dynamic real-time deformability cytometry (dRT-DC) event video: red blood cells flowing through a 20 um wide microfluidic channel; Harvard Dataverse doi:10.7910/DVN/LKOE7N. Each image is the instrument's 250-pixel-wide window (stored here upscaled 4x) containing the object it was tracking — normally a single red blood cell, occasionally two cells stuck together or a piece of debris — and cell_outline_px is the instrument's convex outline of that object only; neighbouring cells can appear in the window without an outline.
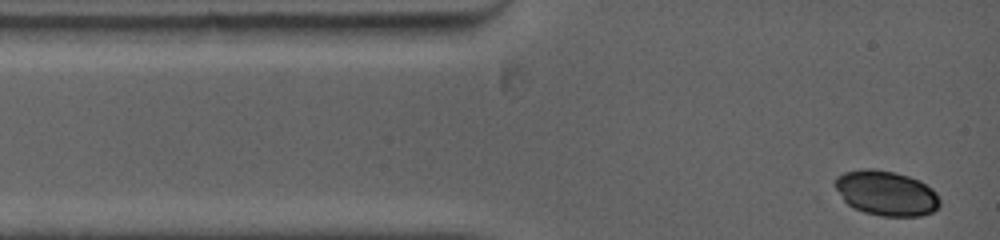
{"species": "common noctule bat (a hibernating species)", "species_latin": "Nyctalus noctula", "temperature_condition": "warm", "stored_images_in_passage": 40, "camera_frame_rate_fps": 5000, "um_per_image_px": 0.085, "animal": {"sex": "female", "body_mass_g": 19.0, "forearm_length_mm": 53.3}, "frame": {"image": 1, "passage_image": 1, "time_ms": 0.0, "image_size_px": [1000, 240], "cell_outline_px": [[940, 204], [932, 212], [920, 216], [880, 216], [864, 212], [852, 208], [832, 188], [832, 184], [836, 176], [844, 172], [864, 168], [872, 168], [892, 172], [908, 176], [920, 180], [932, 188], [936, 192], [940, 200]], "centroid_in_image_um": [75.27, 16.41], "position_along_channel_um": 9.7, "area_um2": 27.8}}
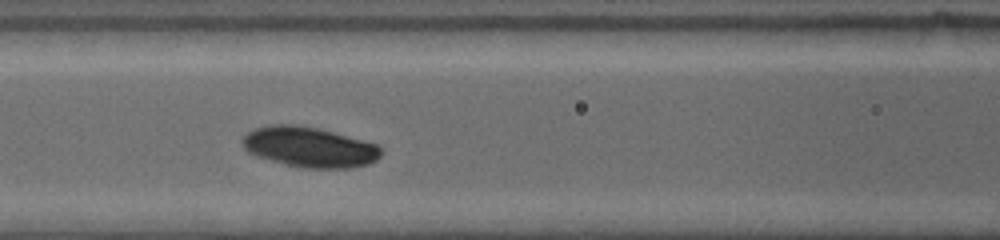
{"frame": {"image": 2, "passage_image": 14, "time_ms": 4.4, "image_size_px": [1000, 240], "cell_outline_px": [[380, 156], [376, 160], [368, 164], [352, 168], [304, 168], [256, 156], [248, 152], [240, 144], [240, 140], [244, 132], [268, 124], [296, 124], [320, 128], [376, 144], [380, 148]], "centroid_in_image_um": [26.23, 12.48], "position_along_channel_um": 140.4, "area_um2": 32.71}}
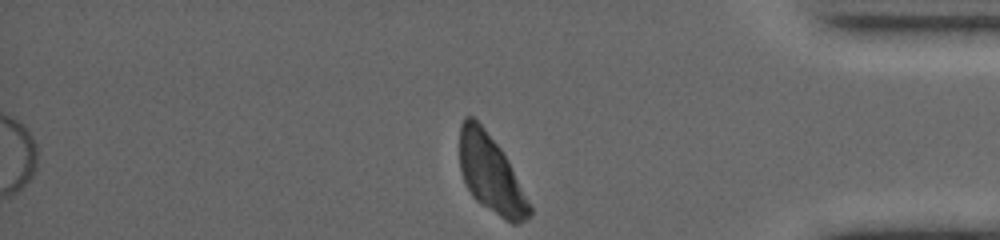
{"frame": {"image": 3, "passage_image": 40, "time_ms": 11.6, "image_size_px": [1000, 240], "cell_outline_px": [[532, 212], [520, 224], [512, 224], [504, 220], [480, 204], [472, 196], [464, 180], [460, 168], [460, 124], [464, 116], [472, 116], [484, 128], [500, 148], [532, 208]], "centroid_in_image_um": [41.69, 14.81], "position_along_channel_um": 393.5, "area_um2": 31.04}}